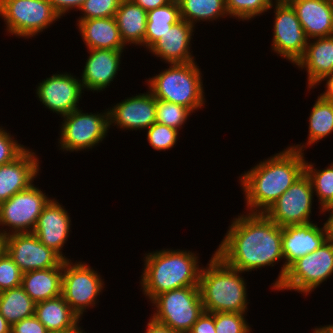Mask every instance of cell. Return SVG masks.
I'll use <instances>...</instances> for the list:
<instances>
[{"instance_id": "6da1fadb", "label": "cell", "mask_w": 333, "mask_h": 333, "mask_svg": "<svg viewBox=\"0 0 333 333\" xmlns=\"http://www.w3.org/2000/svg\"><path fill=\"white\" fill-rule=\"evenodd\" d=\"M232 221L215 251L227 265L245 273L284 259L282 227L264 213L247 212Z\"/></svg>"}, {"instance_id": "7a4b0ae2", "label": "cell", "mask_w": 333, "mask_h": 333, "mask_svg": "<svg viewBox=\"0 0 333 333\" xmlns=\"http://www.w3.org/2000/svg\"><path fill=\"white\" fill-rule=\"evenodd\" d=\"M305 145H293L241 175L249 213H264L305 173Z\"/></svg>"}, {"instance_id": "3957f363", "label": "cell", "mask_w": 333, "mask_h": 333, "mask_svg": "<svg viewBox=\"0 0 333 333\" xmlns=\"http://www.w3.org/2000/svg\"><path fill=\"white\" fill-rule=\"evenodd\" d=\"M198 256L185 250H156L144 257L141 286L145 296L152 301L164 292L188 286H199Z\"/></svg>"}, {"instance_id": "277c9868", "label": "cell", "mask_w": 333, "mask_h": 333, "mask_svg": "<svg viewBox=\"0 0 333 333\" xmlns=\"http://www.w3.org/2000/svg\"><path fill=\"white\" fill-rule=\"evenodd\" d=\"M207 265L202 267L199 280L204 312L246 313L249 302L243 272L227 265L215 253Z\"/></svg>"}, {"instance_id": "5b68a950", "label": "cell", "mask_w": 333, "mask_h": 333, "mask_svg": "<svg viewBox=\"0 0 333 333\" xmlns=\"http://www.w3.org/2000/svg\"><path fill=\"white\" fill-rule=\"evenodd\" d=\"M196 62L174 63L147 81L149 91L156 98L194 110L205 104L202 73Z\"/></svg>"}, {"instance_id": "8992f818", "label": "cell", "mask_w": 333, "mask_h": 333, "mask_svg": "<svg viewBox=\"0 0 333 333\" xmlns=\"http://www.w3.org/2000/svg\"><path fill=\"white\" fill-rule=\"evenodd\" d=\"M152 319L177 333H188L204 312L199 286H188L157 295Z\"/></svg>"}, {"instance_id": "52a82bcc", "label": "cell", "mask_w": 333, "mask_h": 333, "mask_svg": "<svg viewBox=\"0 0 333 333\" xmlns=\"http://www.w3.org/2000/svg\"><path fill=\"white\" fill-rule=\"evenodd\" d=\"M0 17L9 34L34 37L61 18L48 0H0Z\"/></svg>"}, {"instance_id": "ba28073f", "label": "cell", "mask_w": 333, "mask_h": 333, "mask_svg": "<svg viewBox=\"0 0 333 333\" xmlns=\"http://www.w3.org/2000/svg\"><path fill=\"white\" fill-rule=\"evenodd\" d=\"M333 273V241L327 239L314 252L295 261L284 279L275 290H294L301 294H311Z\"/></svg>"}, {"instance_id": "9c48e42d", "label": "cell", "mask_w": 333, "mask_h": 333, "mask_svg": "<svg viewBox=\"0 0 333 333\" xmlns=\"http://www.w3.org/2000/svg\"><path fill=\"white\" fill-rule=\"evenodd\" d=\"M103 286L102 277L90 265L63 260L61 295L80 319L87 308L97 304Z\"/></svg>"}, {"instance_id": "30bf717a", "label": "cell", "mask_w": 333, "mask_h": 333, "mask_svg": "<svg viewBox=\"0 0 333 333\" xmlns=\"http://www.w3.org/2000/svg\"><path fill=\"white\" fill-rule=\"evenodd\" d=\"M49 201L50 198L34 184L3 201L0 204V226H8L10 230L1 228L0 238L33 232L43 208Z\"/></svg>"}, {"instance_id": "8fae6325", "label": "cell", "mask_w": 333, "mask_h": 333, "mask_svg": "<svg viewBox=\"0 0 333 333\" xmlns=\"http://www.w3.org/2000/svg\"><path fill=\"white\" fill-rule=\"evenodd\" d=\"M83 113L75 109L63 116L60 146L63 151H81L93 148L106 137L109 126L108 109L104 113Z\"/></svg>"}, {"instance_id": "7c38bea8", "label": "cell", "mask_w": 333, "mask_h": 333, "mask_svg": "<svg viewBox=\"0 0 333 333\" xmlns=\"http://www.w3.org/2000/svg\"><path fill=\"white\" fill-rule=\"evenodd\" d=\"M314 195L311 180L304 173L264 214L281 227L311 223Z\"/></svg>"}, {"instance_id": "4fadbf2b", "label": "cell", "mask_w": 333, "mask_h": 333, "mask_svg": "<svg viewBox=\"0 0 333 333\" xmlns=\"http://www.w3.org/2000/svg\"><path fill=\"white\" fill-rule=\"evenodd\" d=\"M2 249L22 273L57 267L63 259L40 242L33 232L16 233L1 238Z\"/></svg>"}, {"instance_id": "5bb4252c", "label": "cell", "mask_w": 333, "mask_h": 333, "mask_svg": "<svg viewBox=\"0 0 333 333\" xmlns=\"http://www.w3.org/2000/svg\"><path fill=\"white\" fill-rule=\"evenodd\" d=\"M272 50L295 65L304 55L308 38L291 4L275 2Z\"/></svg>"}, {"instance_id": "9a60e30c", "label": "cell", "mask_w": 333, "mask_h": 333, "mask_svg": "<svg viewBox=\"0 0 333 333\" xmlns=\"http://www.w3.org/2000/svg\"><path fill=\"white\" fill-rule=\"evenodd\" d=\"M328 239L325 226L313 222L282 227V253L284 264L272 288H277L285 277L287 269L301 257L314 252Z\"/></svg>"}, {"instance_id": "2e32d148", "label": "cell", "mask_w": 333, "mask_h": 333, "mask_svg": "<svg viewBox=\"0 0 333 333\" xmlns=\"http://www.w3.org/2000/svg\"><path fill=\"white\" fill-rule=\"evenodd\" d=\"M75 77L66 72L42 80L36 90L39 101L61 117L78 109L84 89L80 79Z\"/></svg>"}, {"instance_id": "e0dca14e", "label": "cell", "mask_w": 333, "mask_h": 333, "mask_svg": "<svg viewBox=\"0 0 333 333\" xmlns=\"http://www.w3.org/2000/svg\"><path fill=\"white\" fill-rule=\"evenodd\" d=\"M109 126L114 124L122 129H148L156 122V98L150 91L124 99L108 108Z\"/></svg>"}, {"instance_id": "ac0fdd59", "label": "cell", "mask_w": 333, "mask_h": 333, "mask_svg": "<svg viewBox=\"0 0 333 333\" xmlns=\"http://www.w3.org/2000/svg\"><path fill=\"white\" fill-rule=\"evenodd\" d=\"M70 222L67 210L53 198L43 208L33 230L40 242L55 251L63 260H70L61 251L69 238Z\"/></svg>"}, {"instance_id": "d6986e66", "label": "cell", "mask_w": 333, "mask_h": 333, "mask_svg": "<svg viewBox=\"0 0 333 333\" xmlns=\"http://www.w3.org/2000/svg\"><path fill=\"white\" fill-rule=\"evenodd\" d=\"M25 149L13 161L0 166V204L16 193L28 189L39 173V158Z\"/></svg>"}, {"instance_id": "ffe728a7", "label": "cell", "mask_w": 333, "mask_h": 333, "mask_svg": "<svg viewBox=\"0 0 333 333\" xmlns=\"http://www.w3.org/2000/svg\"><path fill=\"white\" fill-rule=\"evenodd\" d=\"M88 51L90 55L80 81L83 89L100 92L110 86L119 71L123 50L88 49Z\"/></svg>"}, {"instance_id": "44dd1931", "label": "cell", "mask_w": 333, "mask_h": 333, "mask_svg": "<svg viewBox=\"0 0 333 333\" xmlns=\"http://www.w3.org/2000/svg\"><path fill=\"white\" fill-rule=\"evenodd\" d=\"M194 26L181 19L172 25L150 49L154 56L165 60V63H191L195 61L190 48Z\"/></svg>"}, {"instance_id": "7402d4cb", "label": "cell", "mask_w": 333, "mask_h": 333, "mask_svg": "<svg viewBox=\"0 0 333 333\" xmlns=\"http://www.w3.org/2000/svg\"><path fill=\"white\" fill-rule=\"evenodd\" d=\"M291 6L308 39L333 35L331 0H296Z\"/></svg>"}, {"instance_id": "603a6c76", "label": "cell", "mask_w": 333, "mask_h": 333, "mask_svg": "<svg viewBox=\"0 0 333 333\" xmlns=\"http://www.w3.org/2000/svg\"><path fill=\"white\" fill-rule=\"evenodd\" d=\"M313 39V42L308 40L303 57L296 63L299 68H306L309 89L333 73V35Z\"/></svg>"}, {"instance_id": "cb8c5ba5", "label": "cell", "mask_w": 333, "mask_h": 333, "mask_svg": "<svg viewBox=\"0 0 333 333\" xmlns=\"http://www.w3.org/2000/svg\"><path fill=\"white\" fill-rule=\"evenodd\" d=\"M35 316L49 333H80L81 320L60 295L35 304Z\"/></svg>"}, {"instance_id": "d4e9b609", "label": "cell", "mask_w": 333, "mask_h": 333, "mask_svg": "<svg viewBox=\"0 0 333 333\" xmlns=\"http://www.w3.org/2000/svg\"><path fill=\"white\" fill-rule=\"evenodd\" d=\"M78 28L87 49L124 50L115 17L78 20Z\"/></svg>"}, {"instance_id": "484cf974", "label": "cell", "mask_w": 333, "mask_h": 333, "mask_svg": "<svg viewBox=\"0 0 333 333\" xmlns=\"http://www.w3.org/2000/svg\"><path fill=\"white\" fill-rule=\"evenodd\" d=\"M63 261L54 268L39 269L22 274V287L35 302L61 295Z\"/></svg>"}, {"instance_id": "4316f807", "label": "cell", "mask_w": 333, "mask_h": 333, "mask_svg": "<svg viewBox=\"0 0 333 333\" xmlns=\"http://www.w3.org/2000/svg\"><path fill=\"white\" fill-rule=\"evenodd\" d=\"M115 20L123 43L144 46L147 11L131 0H122L115 13Z\"/></svg>"}, {"instance_id": "83f0119b", "label": "cell", "mask_w": 333, "mask_h": 333, "mask_svg": "<svg viewBox=\"0 0 333 333\" xmlns=\"http://www.w3.org/2000/svg\"><path fill=\"white\" fill-rule=\"evenodd\" d=\"M181 20L178 0L147 11L144 46L149 50L172 25Z\"/></svg>"}, {"instance_id": "f1b7e54d", "label": "cell", "mask_w": 333, "mask_h": 333, "mask_svg": "<svg viewBox=\"0 0 333 333\" xmlns=\"http://www.w3.org/2000/svg\"><path fill=\"white\" fill-rule=\"evenodd\" d=\"M35 304L22 286L0 292V314L11 326L35 315Z\"/></svg>"}, {"instance_id": "f546056e", "label": "cell", "mask_w": 333, "mask_h": 333, "mask_svg": "<svg viewBox=\"0 0 333 333\" xmlns=\"http://www.w3.org/2000/svg\"><path fill=\"white\" fill-rule=\"evenodd\" d=\"M178 3L181 19L194 27L197 21H213L228 15L225 0H178Z\"/></svg>"}, {"instance_id": "4dcf8cb0", "label": "cell", "mask_w": 333, "mask_h": 333, "mask_svg": "<svg viewBox=\"0 0 333 333\" xmlns=\"http://www.w3.org/2000/svg\"><path fill=\"white\" fill-rule=\"evenodd\" d=\"M307 146L317 143L333 132V102L318 96L309 116Z\"/></svg>"}, {"instance_id": "1f68e13d", "label": "cell", "mask_w": 333, "mask_h": 333, "mask_svg": "<svg viewBox=\"0 0 333 333\" xmlns=\"http://www.w3.org/2000/svg\"><path fill=\"white\" fill-rule=\"evenodd\" d=\"M305 162V173L310 178L314 194L320 202V210L333 204V163L323 170Z\"/></svg>"}, {"instance_id": "d6a6232c", "label": "cell", "mask_w": 333, "mask_h": 333, "mask_svg": "<svg viewBox=\"0 0 333 333\" xmlns=\"http://www.w3.org/2000/svg\"><path fill=\"white\" fill-rule=\"evenodd\" d=\"M273 3V0H225L228 16L242 21L251 20L271 10Z\"/></svg>"}, {"instance_id": "836d02e7", "label": "cell", "mask_w": 333, "mask_h": 333, "mask_svg": "<svg viewBox=\"0 0 333 333\" xmlns=\"http://www.w3.org/2000/svg\"><path fill=\"white\" fill-rule=\"evenodd\" d=\"M191 113L193 112L185 106L156 99V123L179 131Z\"/></svg>"}, {"instance_id": "e575fe53", "label": "cell", "mask_w": 333, "mask_h": 333, "mask_svg": "<svg viewBox=\"0 0 333 333\" xmlns=\"http://www.w3.org/2000/svg\"><path fill=\"white\" fill-rule=\"evenodd\" d=\"M216 333H250L251 328L245 320V313L214 312Z\"/></svg>"}, {"instance_id": "d590c367", "label": "cell", "mask_w": 333, "mask_h": 333, "mask_svg": "<svg viewBox=\"0 0 333 333\" xmlns=\"http://www.w3.org/2000/svg\"><path fill=\"white\" fill-rule=\"evenodd\" d=\"M147 130V140L154 150H169L178 139V130L164 124L154 123Z\"/></svg>"}, {"instance_id": "8d00e7d4", "label": "cell", "mask_w": 333, "mask_h": 333, "mask_svg": "<svg viewBox=\"0 0 333 333\" xmlns=\"http://www.w3.org/2000/svg\"><path fill=\"white\" fill-rule=\"evenodd\" d=\"M122 0H86L79 11L83 16L78 20L115 17Z\"/></svg>"}, {"instance_id": "74e56055", "label": "cell", "mask_w": 333, "mask_h": 333, "mask_svg": "<svg viewBox=\"0 0 333 333\" xmlns=\"http://www.w3.org/2000/svg\"><path fill=\"white\" fill-rule=\"evenodd\" d=\"M22 274L18 265L2 249L0 251V292L21 286Z\"/></svg>"}, {"instance_id": "f35d334b", "label": "cell", "mask_w": 333, "mask_h": 333, "mask_svg": "<svg viewBox=\"0 0 333 333\" xmlns=\"http://www.w3.org/2000/svg\"><path fill=\"white\" fill-rule=\"evenodd\" d=\"M26 147L14 140L9 132L0 127V166L17 158Z\"/></svg>"}, {"instance_id": "ab89813d", "label": "cell", "mask_w": 333, "mask_h": 333, "mask_svg": "<svg viewBox=\"0 0 333 333\" xmlns=\"http://www.w3.org/2000/svg\"><path fill=\"white\" fill-rule=\"evenodd\" d=\"M11 333H49L46 327L33 315L11 326Z\"/></svg>"}, {"instance_id": "60d3db41", "label": "cell", "mask_w": 333, "mask_h": 333, "mask_svg": "<svg viewBox=\"0 0 333 333\" xmlns=\"http://www.w3.org/2000/svg\"><path fill=\"white\" fill-rule=\"evenodd\" d=\"M188 333H216L214 316L211 313L203 312Z\"/></svg>"}, {"instance_id": "b9f144b4", "label": "cell", "mask_w": 333, "mask_h": 333, "mask_svg": "<svg viewBox=\"0 0 333 333\" xmlns=\"http://www.w3.org/2000/svg\"><path fill=\"white\" fill-rule=\"evenodd\" d=\"M54 11L61 17L73 9L79 10L86 0H48ZM73 8V9H72Z\"/></svg>"}, {"instance_id": "7bdbcfd3", "label": "cell", "mask_w": 333, "mask_h": 333, "mask_svg": "<svg viewBox=\"0 0 333 333\" xmlns=\"http://www.w3.org/2000/svg\"><path fill=\"white\" fill-rule=\"evenodd\" d=\"M139 5L143 10L149 11L170 3L172 0H131Z\"/></svg>"}, {"instance_id": "ee69618b", "label": "cell", "mask_w": 333, "mask_h": 333, "mask_svg": "<svg viewBox=\"0 0 333 333\" xmlns=\"http://www.w3.org/2000/svg\"><path fill=\"white\" fill-rule=\"evenodd\" d=\"M146 333H177L171 330L168 326H165L161 323L156 322L150 317L149 322L147 323Z\"/></svg>"}, {"instance_id": "f6af8a7d", "label": "cell", "mask_w": 333, "mask_h": 333, "mask_svg": "<svg viewBox=\"0 0 333 333\" xmlns=\"http://www.w3.org/2000/svg\"><path fill=\"white\" fill-rule=\"evenodd\" d=\"M324 80H326V85H325L326 90L325 92L320 94V96L327 101L333 102V73L324 77L319 83H321Z\"/></svg>"}, {"instance_id": "bcb514c9", "label": "cell", "mask_w": 333, "mask_h": 333, "mask_svg": "<svg viewBox=\"0 0 333 333\" xmlns=\"http://www.w3.org/2000/svg\"><path fill=\"white\" fill-rule=\"evenodd\" d=\"M330 212L328 220L325 221L324 226L329 240L333 241V204L323 208L320 212Z\"/></svg>"}, {"instance_id": "7dc6e473", "label": "cell", "mask_w": 333, "mask_h": 333, "mask_svg": "<svg viewBox=\"0 0 333 333\" xmlns=\"http://www.w3.org/2000/svg\"><path fill=\"white\" fill-rule=\"evenodd\" d=\"M0 333H11V325L0 314Z\"/></svg>"}, {"instance_id": "c3c4849f", "label": "cell", "mask_w": 333, "mask_h": 333, "mask_svg": "<svg viewBox=\"0 0 333 333\" xmlns=\"http://www.w3.org/2000/svg\"><path fill=\"white\" fill-rule=\"evenodd\" d=\"M312 333H333V324L320 326L319 328H314Z\"/></svg>"}, {"instance_id": "681fc988", "label": "cell", "mask_w": 333, "mask_h": 333, "mask_svg": "<svg viewBox=\"0 0 333 333\" xmlns=\"http://www.w3.org/2000/svg\"><path fill=\"white\" fill-rule=\"evenodd\" d=\"M275 2L278 3H286V4H291L292 2L296 1V0H274Z\"/></svg>"}, {"instance_id": "f907efd6", "label": "cell", "mask_w": 333, "mask_h": 333, "mask_svg": "<svg viewBox=\"0 0 333 333\" xmlns=\"http://www.w3.org/2000/svg\"><path fill=\"white\" fill-rule=\"evenodd\" d=\"M2 250V241H1V238H0V251Z\"/></svg>"}]
</instances>
